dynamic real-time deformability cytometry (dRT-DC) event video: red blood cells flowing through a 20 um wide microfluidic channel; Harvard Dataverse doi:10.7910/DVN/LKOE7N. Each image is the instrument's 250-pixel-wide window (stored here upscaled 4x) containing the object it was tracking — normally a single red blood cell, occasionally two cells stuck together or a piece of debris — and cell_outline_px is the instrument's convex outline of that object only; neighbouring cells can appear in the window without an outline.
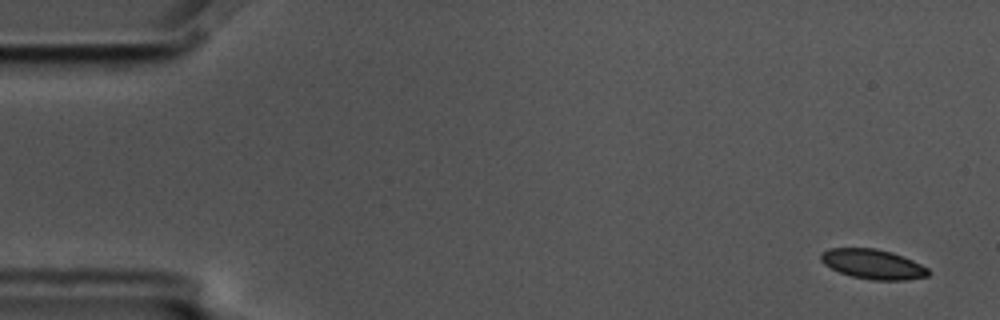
{"species": "common noctule bat (a hibernating species)", "species_latin": "Nyctalus noctula", "temperature_condition": "cold", "stored_images_in_passage": 20, "camera_frame_rate_fps": 3000, "um_per_image_px": 0.085, "animal": {"sex": "male", "body_mass_g": 17.5, "forearm_length_mm": 52.3}, "frame": {"image": 1, "passage_image": 1, "time_ms": 0.0, "image_size_px": [1000, 320], "cell_outline_px": [[932, 272], [928, 276], [904, 280], [872, 280], [852, 276], [840, 272], [824, 264], [820, 260], [820, 252], [828, 248], [876, 248], [892, 252], [912, 260], [928, 268]], "centroid_in_image_um": [74.19, 22.44], "position_along_channel_um": 10.8, "area_um2": 18.67}}
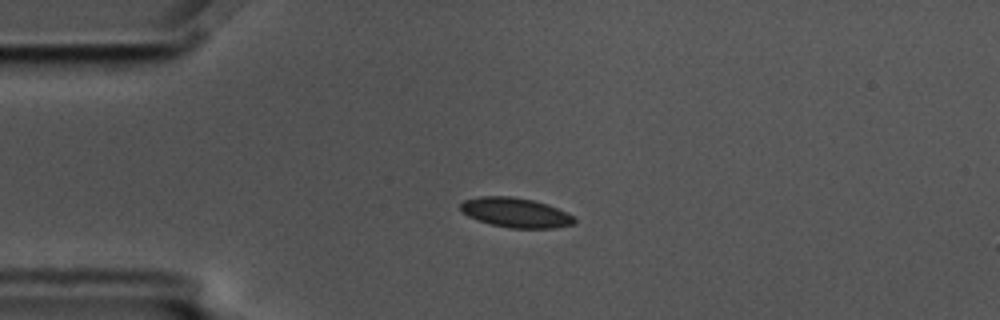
{"frame": {"image": 2, "passage_image": 12, "time_ms": 3.667, "image_size_px": [1000, 320], "cell_outline_px": [[576, 224], [552, 228], [512, 228], [492, 224], [468, 216], [460, 208], [460, 204], [464, 200], [480, 196], [512, 196], [532, 200], [548, 204], [576, 216]], "centroid_in_image_um": [43.89, 18.06], "position_along_channel_um": 41.1, "area_um2": 19.65}}